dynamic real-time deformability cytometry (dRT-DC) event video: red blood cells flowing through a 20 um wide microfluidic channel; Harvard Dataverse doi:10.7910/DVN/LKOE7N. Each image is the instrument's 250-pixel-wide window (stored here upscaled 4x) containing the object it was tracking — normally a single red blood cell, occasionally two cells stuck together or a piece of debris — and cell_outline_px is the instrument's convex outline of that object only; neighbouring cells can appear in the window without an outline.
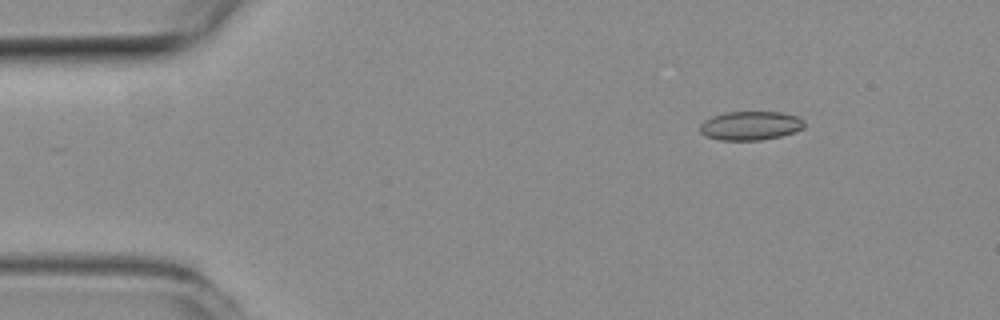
{"species": "common noctule bat (a hibernating species)", "species_latin": "Nyctalus noctula", "temperature_condition": "room temperature", "stored_images_in_passage": 8, "camera_frame_rate_fps": 3000, "um_per_image_px": 0.085, "animal": {"sex": "female", "body_mass_g": 19.3, "forearm_length_mm": 54.1}, "frame": {"image": 1, "passage_image": 1, "time_ms": 0.0, "image_size_px": [1000, 320], "cell_outline_px": [[804, 128], [780, 136], [760, 140], [720, 140], [708, 136], [700, 132], [700, 124], [704, 120], [712, 116], [724, 112], [780, 112], [796, 116], [804, 120]], "centroid_in_image_um": [63.77, 10.67], "position_along_channel_um": 21.2, "area_um2": 17.46}}